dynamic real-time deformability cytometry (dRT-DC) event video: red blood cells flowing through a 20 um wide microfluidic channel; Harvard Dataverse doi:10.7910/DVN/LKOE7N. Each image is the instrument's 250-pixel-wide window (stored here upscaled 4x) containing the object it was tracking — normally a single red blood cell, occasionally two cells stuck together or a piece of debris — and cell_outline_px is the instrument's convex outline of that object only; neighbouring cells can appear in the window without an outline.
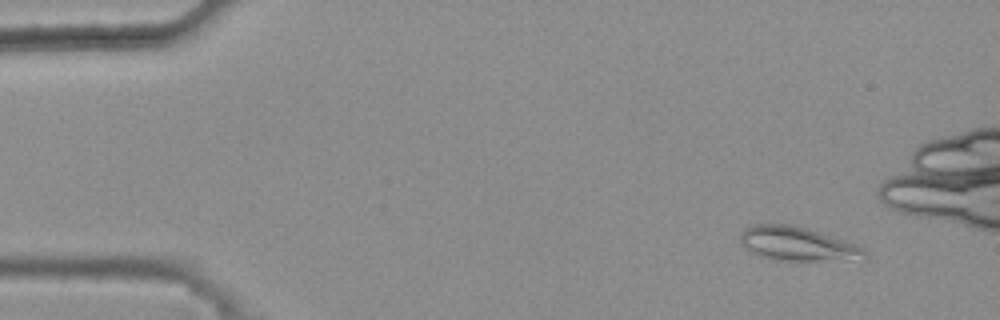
{"species": "common noctule bat (a hibernating species)", "species_latin": "Nyctalus noctula", "temperature_condition": "warm", "stored_images_in_passage": 42, "camera_frame_rate_fps": 3000, "um_per_image_px": 0.085, "animal": {"sex": "female", "body_mass_g": 25.1}, "frame": {"image": 1, "passage_image": 1, "time_ms": 0.0, "image_size_px": [1000, 320], "cell_outline_px": [[868, 260], [776, 260], [752, 252], [744, 248], [740, 244], [740, 232], [744, 228], [756, 224], [788, 224], [804, 228], [844, 240], [856, 244], [864, 252]], "centroid_in_image_um": [67.76, 20.73], "position_along_channel_um": 17.2, "area_um2": 24.28}}
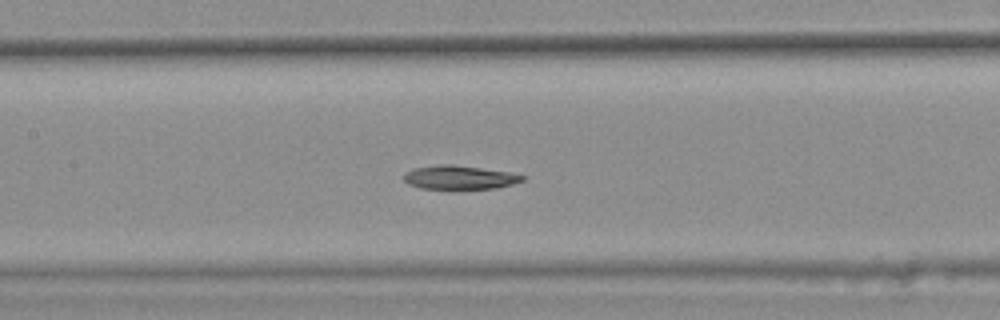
{"frame": {"image": 2, "passage_image": 21, "time_ms": 6.667, "image_size_px": [1000, 320], "cell_outline_px": [[528, 176], [524, 180], [512, 184], [496, 188], [420, 188], [408, 184], [404, 180], [404, 176], [408, 172], [416, 168], [440, 164], [452, 164], [508, 172]], "centroid_in_image_um": [39.09, 15.07], "position_along_channel_um": 168.3, "area_um2": 16.07}}
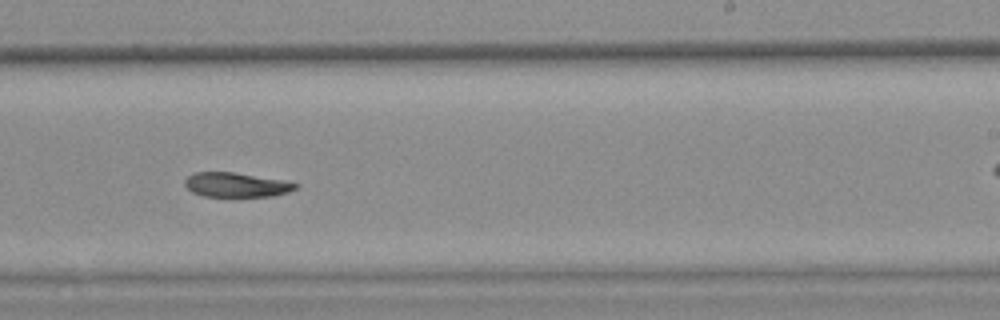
{"frame": {"image": 3, "passage_image": 29, "time_ms": 9.333, "image_size_px": [1000, 320], "cell_outline_px": [[300, 184], [296, 188], [288, 192], [272, 196], [204, 196], [192, 192], [184, 184], [184, 180], [192, 172], [236, 172], [280, 180]], "centroid_in_image_um": [20.04, 15.7], "position_along_channel_um": 269.0, "area_um2": 15.66}}